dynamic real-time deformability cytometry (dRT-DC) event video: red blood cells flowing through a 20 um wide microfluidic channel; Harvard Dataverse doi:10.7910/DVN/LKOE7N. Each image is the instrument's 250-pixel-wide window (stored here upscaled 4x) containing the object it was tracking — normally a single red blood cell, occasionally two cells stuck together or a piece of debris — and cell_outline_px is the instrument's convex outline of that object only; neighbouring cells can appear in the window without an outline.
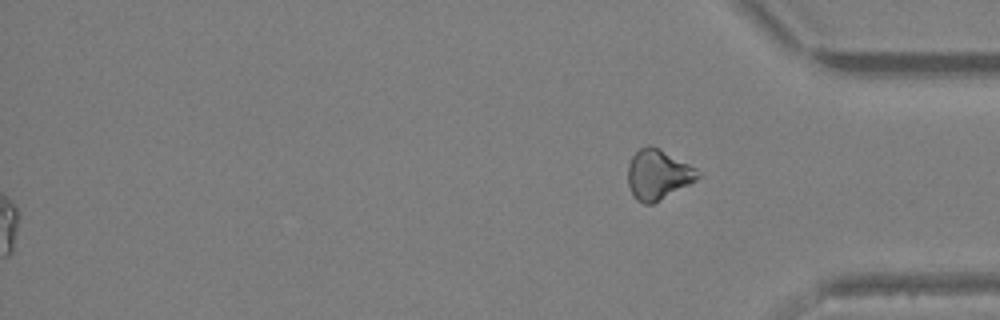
{"species": "Egyptian fruit bat (a non-hibernating species)", "species_latin": "Rousettus aegyptiacus", "temperature_condition": "warm", "stored_images_in_passage": 38, "segment_of_instrument_passage": [2, 2], "camera_frame_rate_fps": 3000, "um_per_image_px": 0.085, "animal": {"sex": "female"}, "frame": {"image": 1, "passage_image": 38, "time_ms": 12.333, "image_size_px": [1000, 320], "cell_outline_px": [[700, 176], [696, 180], [652, 204], [644, 204], [636, 200], [628, 184], [628, 164], [632, 156], [640, 148], [648, 144], [652, 144], [696, 168]], "centroid_in_image_um": [55.9, 14.82], "position_along_channel_um": 379.3, "area_um2": 20.17}}